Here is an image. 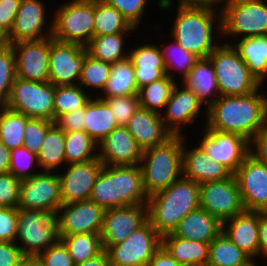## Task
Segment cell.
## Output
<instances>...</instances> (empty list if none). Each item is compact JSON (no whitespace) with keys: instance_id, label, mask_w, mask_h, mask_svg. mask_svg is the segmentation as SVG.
Returning <instances> with one entry per match:
<instances>
[{"instance_id":"6da1fadb","label":"cell","mask_w":267,"mask_h":266,"mask_svg":"<svg viewBox=\"0 0 267 266\" xmlns=\"http://www.w3.org/2000/svg\"><path fill=\"white\" fill-rule=\"evenodd\" d=\"M266 114L267 95L259 87L249 94L219 96L207 107L204 127L236 133L250 141L266 127Z\"/></svg>"},{"instance_id":"7a4b0ae2","label":"cell","mask_w":267,"mask_h":266,"mask_svg":"<svg viewBox=\"0 0 267 266\" xmlns=\"http://www.w3.org/2000/svg\"><path fill=\"white\" fill-rule=\"evenodd\" d=\"M177 7L170 37L200 59L208 58L220 44L214 37L222 36L221 12L210 7Z\"/></svg>"},{"instance_id":"3957f363","label":"cell","mask_w":267,"mask_h":266,"mask_svg":"<svg viewBox=\"0 0 267 266\" xmlns=\"http://www.w3.org/2000/svg\"><path fill=\"white\" fill-rule=\"evenodd\" d=\"M148 220L162 237L173 233L179 222L200 208V184L181 176L168 188L148 197Z\"/></svg>"},{"instance_id":"277c9868","label":"cell","mask_w":267,"mask_h":266,"mask_svg":"<svg viewBox=\"0 0 267 266\" xmlns=\"http://www.w3.org/2000/svg\"><path fill=\"white\" fill-rule=\"evenodd\" d=\"M90 200L104 210L147 204L142 170L138 165H103L93 186Z\"/></svg>"},{"instance_id":"5b68a950","label":"cell","mask_w":267,"mask_h":266,"mask_svg":"<svg viewBox=\"0 0 267 266\" xmlns=\"http://www.w3.org/2000/svg\"><path fill=\"white\" fill-rule=\"evenodd\" d=\"M183 135L143 150L140 167L147 196L168 188L182 176Z\"/></svg>"},{"instance_id":"8992f818","label":"cell","mask_w":267,"mask_h":266,"mask_svg":"<svg viewBox=\"0 0 267 266\" xmlns=\"http://www.w3.org/2000/svg\"><path fill=\"white\" fill-rule=\"evenodd\" d=\"M208 59L215 71L220 96L249 94L262 86L249 71L232 42L219 44Z\"/></svg>"},{"instance_id":"52a82bcc","label":"cell","mask_w":267,"mask_h":266,"mask_svg":"<svg viewBox=\"0 0 267 266\" xmlns=\"http://www.w3.org/2000/svg\"><path fill=\"white\" fill-rule=\"evenodd\" d=\"M220 7L223 37L267 35V0H222Z\"/></svg>"},{"instance_id":"ba28073f","label":"cell","mask_w":267,"mask_h":266,"mask_svg":"<svg viewBox=\"0 0 267 266\" xmlns=\"http://www.w3.org/2000/svg\"><path fill=\"white\" fill-rule=\"evenodd\" d=\"M58 240V219L55 213L18 208L15 243L24 255L38 256Z\"/></svg>"},{"instance_id":"9c48e42d","label":"cell","mask_w":267,"mask_h":266,"mask_svg":"<svg viewBox=\"0 0 267 266\" xmlns=\"http://www.w3.org/2000/svg\"><path fill=\"white\" fill-rule=\"evenodd\" d=\"M95 0H68L57 8L52 37L86 46L93 37Z\"/></svg>"},{"instance_id":"30bf717a","label":"cell","mask_w":267,"mask_h":266,"mask_svg":"<svg viewBox=\"0 0 267 266\" xmlns=\"http://www.w3.org/2000/svg\"><path fill=\"white\" fill-rule=\"evenodd\" d=\"M55 85L16 77L4 106L29 118L54 122Z\"/></svg>"},{"instance_id":"8fae6325","label":"cell","mask_w":267,"mask_h":266,"mask_svg":"<svg viewBox=\"0 0 267 266\" xmlns=\"http://www.w3.org/2000/svg\"><path fill=\"white\" fill-rule=\"evenodd\" d=\"M161 246L162 237L147 220L126 240L110 245L106 251L110 266H147Z\"/></svg>"},{"instance_id":"7c38bea8","label":"cell","mask_w":267,"mask_h":266,"mask_svg":"<svg viewBox=\"0 0 267 266\" xmlns=\"http://www.w3.org/2000/svg\"><path fill=\"white\" fill-rule=\"evenodd\" d=\"M61 180L58 171H41L23 179L20 185L18 208L57 213L62 205Z\"/></svg>"},{"instance_id":"4fadbf2b","label":"cell","mask_w":267,"mask_h":266,"mask_svg":"<svg viewBox=\"0 0 267 266\" xmlns=\"http://www.w3.org/2000/svg\"><path fill=\"white\" fill-rule=\"evenodd\" d=\"M200 208L222 223L242 213L244 207L235 175L200 184Z\"/></svg>"},{"instance_id":"5bb4252c","label":"cell","mask_w":267,"mask_h":266,"mask_svg":"<svg viewBox=\"0 0 267 266\" xmlns=\"http://www.w3.org/2000/svg\"><path fill=\"white\" fill-rule=\"evenodd\" d=\"M198 143L203 152L233 174L250 154L249 141L236 133L204 128Z\"/></svg>"},{"instance_id":"9a60e30c","label":"cell","mask_w":267,"mask_h":266,"mask_svg":"<svg viewBox=\"0 0 267 266\" xmlns=\"http://www.w3.org/2000/svg\"><path fill=\"white\" fill-rule=\"evenodd\" d=\"M87 53L81 44L61 42L50 36L49 82L55 86L78 85Z\"/></svg>"},{"instance_id":"2e32d148","label":"cell","mask_w":267,"mask_h":266,"mask_svg":"<svg viewBox=\"0 0 267 266\" xmlns=\"http://www.w3.org/2000/svg\"><path fill=\"white\" fill-rule=\"evenodd\" d=\"M104 211L90 199L62 204L56 213L59 237L84 233L100 234Z\"/></svg>"},{"instance_id":"e0dca14e","label":"cell","mask_w":267,"mask_h":266,"mask_svg":"<svg viewBox=\"0 0 267 266\" xmlns=\"http://www.w3.org/2000/svg\"><path fill=\"white\" fill-rule=\"evenodd\" d=\"M9 45L15 57L16 77L37 82L49 81L50 36Z\"/></svg>"},{"instance_id":"ac0fdd59","label":"cell","mask_w":267,"mask_h":266,"mask_svg":"<svg viewBox=\"0 0 267 266\" xmlns=\"http://www.w3.org/2000/svg\"><path fill=\"white\" fill-rule=\"evenodd\" d=\"M234 175L244 210L267 211V164L249 154Z\"/></svg>"},{"instance_id":"d6986e66","label":"cell","mask_w":267,"mask_h":266,"mask_svg":"<svg viewBox=\"0 0 267 266\" xmlns=\"http://www.w3.org/2000/svg\"><path fill=\"white\" fill-rule=\"evenodd\" d=\"M148 220L147 204L107 209L100 233L103 249L126 240L131 232Z\"/></svg>"},{"instance_id":"ffe728a7","label":"cell","mask_w":267,"mask_h":266,"mask_svg":"<svg viewBox=\"0 0 267 266\" xmlns=\"http://www.w3.org/2000/svg\"><path fill=\"white\" fill-rule=\"evenodd\" d=\"M45 3L41 0H21L12 29L6 35L8 44L21 41L39 40L52 36L53 20L47 24ZM46 18V19H45Z\"/></svg>"},{"instance_id":"44dd1931","label":"cell","mask_w":267,"mask_h":266,"mask_svg":"<svg viewBox=\"0 0 267 266\" xmlns=\"http://www.w3.org/2000/svg\"><path fill=\"white\" fill-rule=\"evenodd\" d=\"M177 84L174 86L170 99L160 115L165 127L173 135H184L181 127L192 124L201 111L204 114L207 107H204V103L191 89L182 85L179 87ZM203 108L205 109L202 110Z\"/></svg>"},{"instance_id":"7402d4cb","label":"cell","mask_w":267,"mask_h":266,"mask_svg":"<svg viewBox=\"0 0 267 266\" xmlns=\"http://www.w3.org/2000/svg\"><path fill=\"white\" fill-rule=\"evenodd\" d=\"M65 173L59 174L61 180L62 203H74L90 199L93 186L103 168L99 158L80 163L68 164Z\"/></svg>"},{"instance_id":"603a6c76","label":"cell","mask_w":267,"mask_h":266,"mask_svg":"<svg viewBox=\"0 0 267 266\" xmlns=\"http://www.w3.org/2000/svg\"><path fill=\"white\" fill-rule=\"evenodd\" d=\"M98 146V158L103 165H138L143 150L125 126H118Z\"/></svg>"},{"instance_id":"cb8c5ba5","label":"cell","mask_w":267,"mask_h":266,"mask_svg":"<svg viewBox=\"0 0 267 266\" xmlns=\"http://www.w3.org/2000/svg\"><path fill=\"white\" fill-rule=\"evenodd\" d=\"M186 142V138L183 135V177L202 184L208 181L223 180L233 174L223 164L206 155L198 145H195L193 149L185 147Z\"/></svg>"},{"instance_id":"d4e9b609","label":"cell","mask_w":267,"mask_h":266,"mask_svg":"<svg viewBox=\"0 0 267 266\" xmlns=\"http://www.w3.org/2000/svg\"><path fill=\"white\" fill-rule=\"evenodd\" d=\"M125 127L142 150L163 144L173 136L165 127L160 114L142 107H139Z\"/></svg>"},{"instance_id":"484cf974","label":"cell","mask_w":267,"mask_h":266,"mask_svg":"<svg viewBox=\"0 0 267 266\" xmlns=\"http://www.w3.org/2000/svg\"><path fill=\"white\" fill-rule=\"evenodd\" d=\"M222 231L251 258L259 257L258 211L244 210L223 222Z\"/></svg>"},{"instance_id":"4316f807","label":"cell","mask_w":267,"mask_h":266,"mask_svg":"<svg viewBox=\"0 0 267 266\" xmlns=\"http://www.w3.org/2000/svg\"><path fill=\"white\" fill-rule=\"evenodd\" d=\"M128 58L134 67L138 89L167 75L159 45L146 43L135 46L129 50Z\"/></svg>"},{"instance_id":"83f0119b","label":"cell","mask_w":267,"mask_h":266,"mask_svg":"<svg viewBox=\"0 0 267 266\" xmlns=\"http://www.w3.org/2000/svg\"><path fill=\"white\" fill-rule=\"evenodd\" d=\"M222 232V222L201 208L188 213L173 234L177 237L210 243Z\"/></svg>"},{"instance_id":"f1b7e54d","label":"cell","mask_w":267,"mask_h":266,"mask_svg":"<svg viewBox=\"0 0 267 266\" xmlns=\"http://www.w3.org/2000/svg\"><path fill=\"white\" fill-rule=\"evenodd\" d=\"M85 105V116L83 118L84 131L99 144L115 128L117 121L108 104L95 95Z\"/></svg>"},{"instance_id":"f546056e","label":"cell","mask_w":267,"mask_h":266,"mask_svg":"<svg viewBox=\"0 0 267 266\" xmlns=\"http://www.w3.org/2000/svg\"><path fill=\"white\" fill-rule=\"evenodd\" d=\"M162 246L182 266H207L209 243L188 240L170 233L162 236Z\"/></svg>"},{"instance_id":"4dcf8cb0","label":"cell","mask_w":267,"mask_h":266,"mask_svg":"<svg viewBox=\"0 0 267 266\" xmlns=\"http://www.w3.org/2000/svg\"><path fill=\"white\" fill-rule=\"evenodd\" d=\"M181 82L199 97L205 107H208L220 96L215 71L208 58L199 59Z\"/></svg>"},{"instance_id":"1f68e13d","label":"cell","mask_w":267,"mask_h":266,"mask_svg":"<svg viewBox=\"0 0 267 266\" xmlns=\"http://www.w3.org/2000/svg\"><path fill=\"white\" fill-rule=\"evenodd\" d=\"M233 42V47L249 71L263 84L267 78V35L246 37Z\"/></svg>"},{"instance_id":"d6a6232c","label":"cell","mask_w":267,"mask_h":266,"mask_svg":"<svg viewBox=\"0 0 267 266\" xmlns=\"http://www.w3.org/2000/svg\"><path fill=\"white\" fill-rule=\"evenodd\" d=\"M127 33L122 32L103 36H93L85 46L88 54L95 59L114 64L128 58L129 51L125 49L124 39Z\"/></svg>"},{"instance_id":"836d02e7","label":"cell","mask_w":267,"mask_h":266,"mask_svg":"<svg viewBox=\"0 0 267 266\" xmlns=\"http://www.w3.org/2000/svg\"><path fill=\"white\" fill-rule=\"evenodd\" d=\"M138 94L135 71L129 58L112 64L111 75L102 95L98 97H117Z\"/></svg>"},{"instance_id":"e575fe53","label":"cell","mask_w":267,"mask_h":266,"mask_svg":"<svg viewBox=\"0 0 267 266\" xmlns=\"http://www.w3.org/2000/svg\"><path fill=\"white\" fill-rule=\"evenodd\" d=\"M37 158L42 171L56 172L58 167L60 170V166L66 163L65 133L56 125L47 132Z\"/></svg>"},{"instance_id":"d590c367","label":"cell","mask_w":267,"mask_h":266,"mask_svg":"<svg viewBox=\"0 0 267 266\" xmlns=\"http://www.w3.org/2000/svg\"><path fill=\"white\" fill-rule=\"evenodd\" d=\"M135 29L115 7L109 6L103 0H95L93 36L132 33Z\"/></svg>"},{"instance_id":"8d00e7d4","label":"cell","mask_w":267,"mask_h":266,"mask_svg":"<svg viewBox=\"0 0 267 266\" xmlns=\"http://www.w3.org/2000/svg\"><path fill=\"white\" fill-rule=\"evenodd\" d=\"M251 257L239 249L222 231L209 243L207 266H240Z\"/></svg>"},{"instance_id":"74e56055","label":"cell","mask_w":267,"mask_h":266,"mask_svg":"<svg viewBox=\"0 0 267 266\" xmlns=\"http://www.w3.org/2000/svg\"><path fill=\"white\" fill-rule=\"evenodd\" d=\"M178 83L168 75L144 85L138 89L140 107L157 114L162 113L167 101L170 99L174 86Z\"/></svg>"},{"instance_id":"f35d334b","label":"cell","mask_w":267,"mask_h":266,"mask_svg":"<svg viewBox=\"0 0 267 266\" xmlns=\"http://www.w3.org/2000/svg\"><path fill=\"white\" fill-rule=\"evenodd\" d=\"M29 117L0 105V140L9 149L24 146V128Z\"/></svg>"},{"instance_id":"ab89813d","label":"cell","mask_w":267,"mask_h":266,"mask_svg":"<svg viewBox=\"0 0 267 266\" xmlns=\"http://www.w3.org/2000/svg\"><path fill=\"white\" fill-rule=\"evenodd\" d=\"M97 143L85 131L65 133L66 165L98 158Z\"/></svg>"},{"instance_id":"60d3db41","label":"cell","mask_w":267,"mask_h":266,"mask_svg":"<svg viewBox=\"0 0 267 266\" xmlns=\"http://www.w3.org/2000/svg\"><path fill=\"white\" fill-rule=\"evenodd\" d=\"M171 39L172 42L170 45H165L163 46L164 48L159 47L165 62L166 73L175 81L177 79L174 78L176 76L175 72H179L180 75L182 73L181 77L183 76V80L190 73L191 69L195 66L200 58L184 49L173 38Z\"/></svg>"},{"instance_id":"b9f144b4","label":"cell","mask_w":267,"mask_h":266,"mask_svg":"<svg viewBox=\"0 0 267 266\" xmlns=\"http://www.w3.org/2000/svg\"><path fill=\"white\" fill-rule=\"evenodd\" d=\"M59 239L67 247L75 264L91 259L104 250L98 233L73 234Z\"/></svg>"},{"instance_id":"7bdbcfd3","label":"cell","mask_w":267,"mask_h":266,"mask_svg":"<svg viewBox=\"0 0 267 266\" xmlns=\"http://www.w3.org/2000/svg\"><path fill=\"white\" fill-rule=\"evenodd\" d=\"M89 95L80 85L55 86L54 121L63 114L84 107L93 96Z\"/></svg>"},{"instance_id":"ee69618b","label":"cell","mask_w":267,"mask_h":266,"mask_svg":"<svg viewBox=\"0 0 267 266\" xmlns=\"http://www.w3.org/2000/svg\"><path fill=\"white\" fill-rule=\"evenodd\" d=\"M111 68V63L95 59L87 53L78 85L85 91L90 87V89L95 88L97 91L103 92L111 75Z\"/></svg>"},{"instance_id":"f6af8a7d","label":"cell","mask_w":267,"mask_h":266,"mask_svg":"<svg viewBox=\"0 0 267 266\" xmlns=\"http://www.w3.org/2000/svg\"><path fill=\"white\" fill-rule=\"evenodd\" d=\"M36 163L37 165H35ZM34 165L38 166L37 154L31 152L25 146L11 150L9 173L15 177L23 180L39 174L40 172L31 170V168L35 169Z\"/></svg>"},{"instance_id":"bcb514c9","label":"cell","mask_w":267,"mask_h":266,"mask_svg":"<svg viewBox=\"0 0 267 266\" xmlns=\"http://www.w3.org/2000/svg\"><path fill=\"white\" fill-rule=\"evenodd\" d=\"M16 78L15 57L9 44L0 49V105L8 100Z\"/></svg>"},{"instance_id":"7dc6e473","label":"cell","mask_w":267,"mask_h":266,"mask_svg":"<svg viewBox=\"0 0 267 266\" xmlns=\"http://www.w3.org/2000/svg\"><path fill=\"white\" fill-rule=\"evenodd\" d=\"M99 98H102L108 104L114 114L118 126H126L128 121L140 107L138 94Z\"/></svg>"},{"instance_id":"c3c4849f","label":"cell","mask_w":267,"mask_h":266,"mask_svg":"<svg viewBox=\"0 0 267 266\" xmlns=\"http://www.w3.org/2000/svg\"><path fill=\"white\" fill-rule=\"evenodd\" d=\"M54 125V122L50 120L29 118L24 128V146L38 154L47 132Z\"/></svg>"},{"instance_id":"681fc988","label":"cell","mask_w":267,"mask_h":266,"mask_svg":"<svg viewBox=\"0 0 267 266\" xmlns=\"http://www.w3.org/2000/svg\"><path fill=\"white\" fill-rule=\"evenodd\" d=\"M109 6L115 7L129 22V24L136 28L140 26L141 19L146 12L147 3L150 0H103ZM140 22V23H139Z\"/></svg>"},{"instance_id":"f907efd6","label":"cell","mask_w":267,"mask_h":266,"mask_svg":"<svg viewBox=\"0 0 267 266\" xmlns=\"http://www.w3.org/2000/svg\"><path fill=\"white\" fill-rule=\"evenodd\" d=\"M21 181L9 172L0 174V207L18 208Z\"/></svg>"},{"instance_id":"816d5d0a","label":"cell","mask_w":267,"mask_h":266,"mask_svg":"<svg viewBox=\"0 0 267 266\" xmlns=\"http://www.w3.org/2000/svg\"><path fill=\"white\" fill-rule=\"evenodd\" d=\"M38 257L44 266H75L67 247L60 239L41 252Z\"/></svg>"},{"instance_id":"f5cc1de1","label":"cell","mask_w":267,"mask_h":266,"mask_svg":"<svg viewBox=\"0 0 267 266\" xmlns=\"http://www.w3.org/2000/svg\"><path fill=\"white\" fill-rule=\"evenodd\" d=\"M18 208L0 207V242H15Z\"/></svg>"},{"instance_id":"db71d44e","label":"cell","mask_w":267,"mask_h":266,"mask_svg":"<svg viewBox=\"0 0 267 266\" xmlns=\"http://www.w3.org/2000/svg\"><path fill=\"white\" fill-rule=\"evenodd\" d=\"M85 116V106L73 112L59 116L54 124L64 133L73 131H84L83 118Z\"/></svg>"},{"instance_id":"11a10c76","label":"cell","mask_w":267,"mask_h":266,"mask_svg":"<svg viewBox=\"0 0 267 266\" xmlns=\"http://www.w3.org/2000/svg\"><path fill=\"white\" fill-rule=\"evenodd\" d=\"M21 0H0V30L8 34L13 27Z\"/></svg>"},{"instance_id":"9f6ffc18","label":"cell","mask_w":267,"mask_h":266,"mask_svg":"<svg viewBox=\"0 0 267 266\" xmlns=\"http://www.w3.org/2000/svg\"><path fill=\"white\" fill-rule=\"evenodd\" d=\"M24 256L15 242H0V266H19Z\"/></svg>"},{"instance_id":"6f0895ef","label":"cell","mask_w":267,"mask_h":266,"mask_svg":"<svg viewBox=\"0 0 267 266\" xmlns=\"http://www.w3.org/2000/svg\"><path fill=\"white\" fill-rule=\"evenodd\" d=\"M250 154L258 161L267 164V127L261 129L249 141Z\"/></svg>"},{"instance_id":"680465c9","label":"cell","mask_w":267,"mask_h":266,"mask_svg":"<svg viewBox=\"0 0 267 266\" xmlns=\"http://www.w3.org/2000/svg\"><path fill=\"white\" fill-rule=\"evenodd\" d=\"M259 256L267 259V211H258Z\"/></svg>"},{"instance_id":"91938a15","label":"cell","mask_w":267,"mask_h":266,"mask_svg":"<svg viewBox=\"0 0 267 266\" xmlns=\"http://www.w3.org/2000/svg\"><path fill=\"white\" fill-rule=\"evenodd\" d=\"M147 266H182L180 265L169 252L161 246L154 256L149 261Z\"/></svg>"},{"instance_id":"94428289","label":"cell","mask_w":267,"mask_h":266,"mask_svg":"<svg viewBox=\"0 0 267 266\" xmlns=\"http://www.w3.org/2000/svg\"><path fill=\"white\" fill-rule=\"evenodd\" d=\"M75 266H110L109 257L106 250H103L97 256L84 262L75 264Z\"/></svg>"},{"instance_id":"6125c7cd","label":"cell","mask_w":267,"mask_h":266,"mask_svg":"<svg viewBox=\"0 0 267 266\" xmlns=\"http://www.w3.org/2000/svg\"><path fill=\"white\" fill-rule=\"evenodd\" d=\"M222 0H179V6L210 7L218 8ZM215 6V7H214Z\"/></svg>"},{"instance_id":"be15d7a7","label":"cell","mask_w":267,"mask_h":266,"mask_svg":"<svg viewBox=\"0 0 267 266\" xmlns=\"http://www.w3.org/2000/svg\"><path fill=\"white\" fill-rule=\"evenodd\" d=\"M11 150H9L0 140V174L9 172Z\"/></svg>"},{"instance_id":"e7e4bbea","label":"cell","mask_w":267,"mask_h":266,"mask_svg":"<svg viewBox=\"0 0 267 266\" xmlns=\"http://www.w3.org/2000/svg\"><path fill=\"white\" fill-rule=\"evenodd\" d=\"M19 266H44L41 259L34 255H25Z\"/></svg>"},{"instance_id":"03108f58","label":"cell","mask_w":267,"mask_h":266,"mask_svg":"<svg viewBox=\"0 0 267 266\" xmlns=\"http://www.w3.org/2000/svg\"><path fill=\"white\" fill-rule=\"evenodd\" d=\"M7 40H6V34H4L1 30H0V49L4 48L7 45Z\"/></svg>"},{"instance_id":"003e7915","label":"cell","mask_w":267,"mask_h":266,"mask_svg":"<svg viewBox=\"0 0 267 266\" xmlns=\"http://www.w3.org/2000/svg\"><path fill=\"white\" fill-rule=\"evenodd\" d=\"M255 258H250L249 260H247L245 263L241 264L240 266H257V262H255V260H253Z\"/></svg>"}]
</instances>
